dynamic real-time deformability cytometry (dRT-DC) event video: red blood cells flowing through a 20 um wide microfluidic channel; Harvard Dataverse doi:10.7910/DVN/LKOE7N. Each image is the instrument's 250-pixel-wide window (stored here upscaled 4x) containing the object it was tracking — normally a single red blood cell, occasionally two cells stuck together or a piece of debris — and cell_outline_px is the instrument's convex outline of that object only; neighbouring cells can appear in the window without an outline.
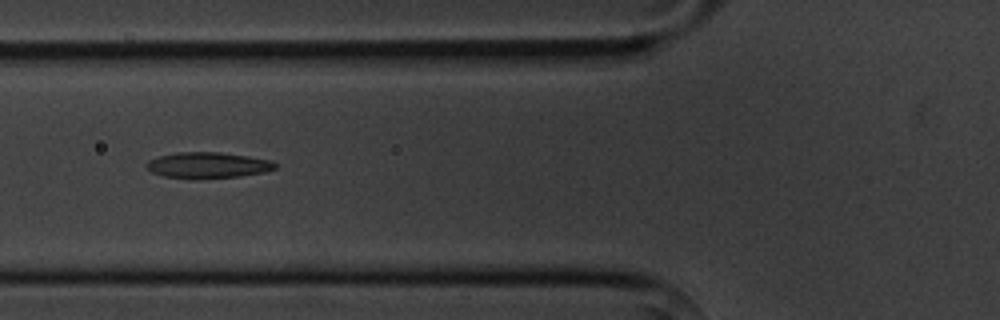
{"species": "common noctule bat (a hibernating species)", "species_latin": "Nyctalus noctula", "temperature_condition": "cold", "stored_images_in_passage": 5, "camera_frame_rate_fps": 3000, "um_per_image_px": 0.085, "animal": {"sex": "male", "body_mass_g": 20.1, "forearm_length_mm": 53.5}, "frame": {"image": 1, "passage_image": 3, "time_ms": 2.333, "image_size_px": [1000, 320], "cell_outline_px": [[276, 168], [264, 172], [240, 176], [196, 180], [164, 176], [152, 172], [144, 164], [148, 160], [160, 156], [176, 152], [216, 152], [248, 156], [272, 160], [276, 164]], "centroid_in_image_um": [17.65, 14.05], "position_along_channel_um": 108.2, "area_um2": 19.65}}
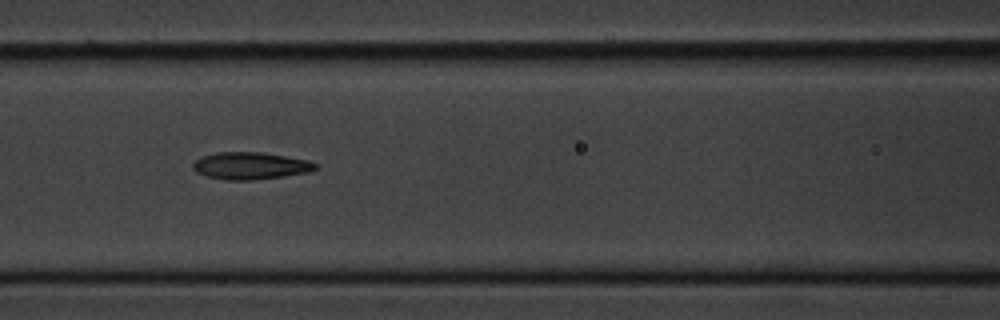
{"frame": {"image": 2, "passage_image": 4, "time_ms": 3.333, "image_size_px": [1000, 320], "cell_outline_px": [[316, 168], [308, 172], [284, 176], [252, 180], [224, 180], [204, 176], [196, 172], [192, 168], [192, 164], [196, 160], [204, 156], [216, 152], [260, 152], [308, 160], [316, 164]], "centroid_in_image_um": [21.23, 14.1], "position_along_channel_um": 145.4, "area_um2": 19.31}}
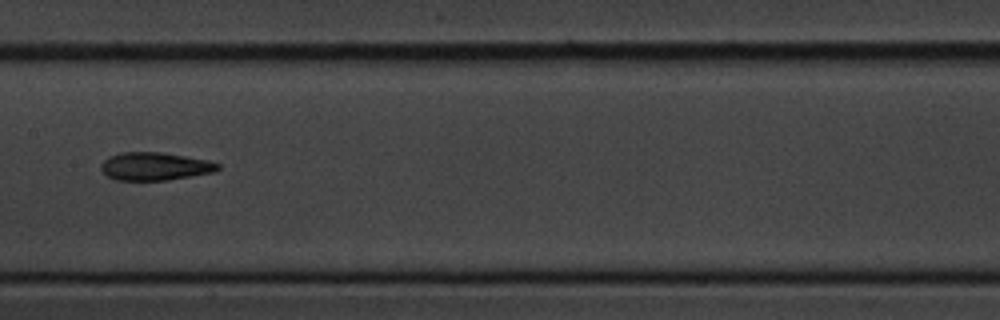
{"frame": {"image": 3, "passage_image": 5, "time_ms": 4.667, "image_size_px": [1000, 320], "cell_outline_px": [[220, 168], [216, 172], [168, 180], [116, 180], [108, 176], [100, 168], [100, 164], [108, 156], [120, 152], [160, 152], [208, 160], [220, 164]], "centroid_in_image_um": [13.17, 14.14], "position_along_channel_um": 194.2, "area_um2": 19.13}}